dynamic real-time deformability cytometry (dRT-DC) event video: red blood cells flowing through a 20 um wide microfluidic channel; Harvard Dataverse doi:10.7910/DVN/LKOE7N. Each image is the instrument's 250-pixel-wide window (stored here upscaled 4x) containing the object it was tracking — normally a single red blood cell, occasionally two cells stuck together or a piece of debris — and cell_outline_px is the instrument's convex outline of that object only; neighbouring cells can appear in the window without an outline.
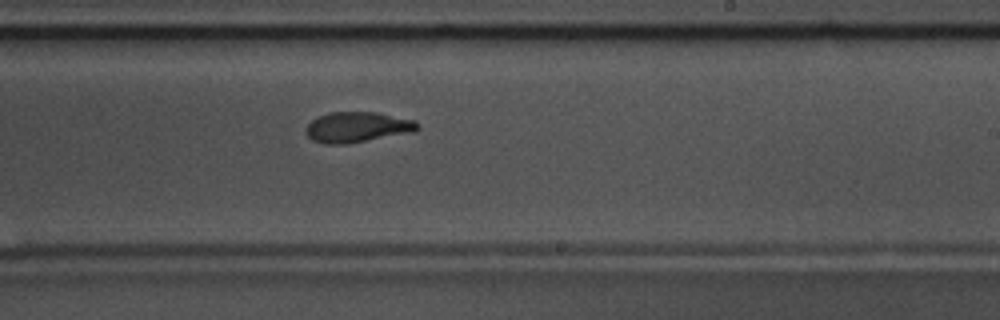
{"species": "common noctule bat (a hibernating species)", "species_latin": "Nyctalus noctula", "temperature_condition": "warm", "stored_images_in_passage": 53, "camera_frame_rate_fps": 3000, "um_per_image_px": 0.085, "animal": {"sex": "male", "body_mass_g": 17.5, "forearm_length_mm": 52.3}, "frame": {"image": 1, "passage_image": 31, "time_ms": 10.0, "image_size_px": [1000, 320], "cell_outline_px": [[420, 128], [416, 132], [344, 144], [324, 144], [312, 140], [304, 132], [308, 124], [312, 120], [328, 112], [376, 112], [416, 120], [420, 124]], "centroid_in_image_um": [30.41, 10.81], "position_along_channel_um": 258.6, "area_um2": 20.0}}
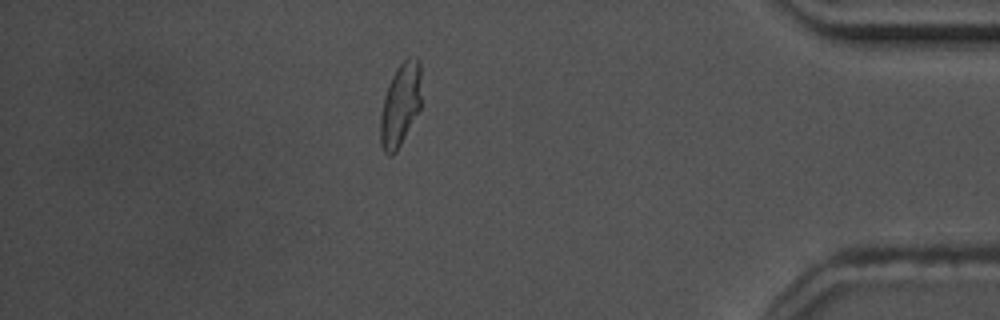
{"frame": {"image": 2, "passage_image": 46, "time_ms": 15.0, "image_size_px": [1000, 320], "cell_outline_px": [[420, 108], [396, 152], [392, 156], [388, 156], [384, 152], [380, 144], [380, 116], [384, 96], [388, 84], [396, 68], [404, 60], [416, 56], [420, 60]], "centroid_in_image_um": [34.01, 8.91], "position_along_channel_um": 401.2, "area_um2": 19.77}, "authors_computed_cell_mechanics": {"area_um2": 19.8832, "velocity_mm_per_s": 3.6233, "shape_relaxation_time_tau1_ms": 7.1284, "shape_relaxation_time_tau2_ms": 2.1447, "deformation_change_tau1": 0.2275, "deformation_change_tau2": 0.0821}}